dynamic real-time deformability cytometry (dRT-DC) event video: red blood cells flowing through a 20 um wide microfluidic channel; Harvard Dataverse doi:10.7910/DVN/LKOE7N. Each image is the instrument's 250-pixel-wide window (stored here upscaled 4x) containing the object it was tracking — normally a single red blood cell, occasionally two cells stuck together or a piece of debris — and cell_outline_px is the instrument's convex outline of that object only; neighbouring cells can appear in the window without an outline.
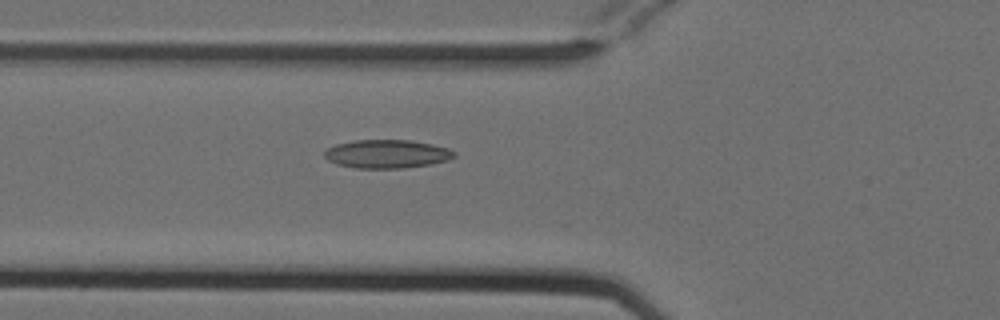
{"species": "Egyptian fruit bat (a non-hibernating species)", "species_latin": "Rousettus aegyptiacus", "temperature_condition": "cold", "stored_images_in_passage": 39, "camera_frame_rate_fps": 3000, "um_per_image_px": 0.085, "animal": {"sex": "female"}, "frame": {"image": 1, "passage_image": 5, "time_ms": 1.333, "image_size_px": [1000, 320], "cell_outline_px": [[456, 156], [448, 160], [428, 164], [404, 168], [356, 168], [336, 164], [328, 160], [324, 156], [324, 152], [328, 148], [336, 144], [356, 140], [408, 140], [432, 144], [448, 148], [456, 152]], "centroid_in_image_um": [32.88, 13.08], "position_along_channel_um": 92.9, "area_um2": 21.44}}
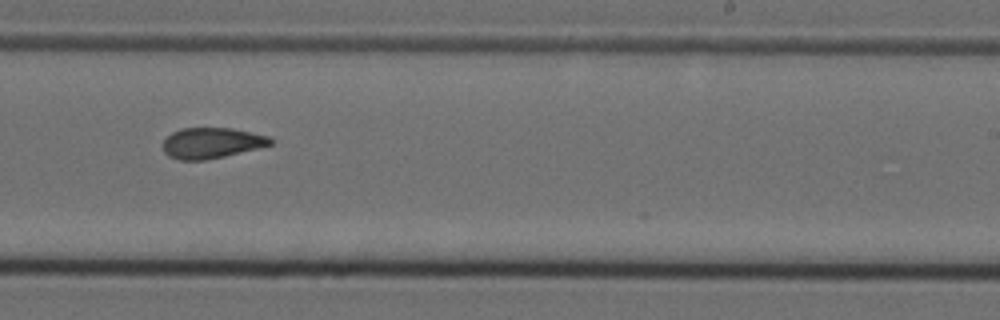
{"frame": {"image": 2, "passage_image": 19, "time_ms": 6.0, "image_size_px": [1000, 320], "cell_outline_px": [[272, 144], [224, 156], [204, 160], [180, 160], [168, 156], [164, 152], [164, 140], [172, 132], [180, 128], [232, 128], [268, 136], [272, 140]], "centroid_in_image_um": [17.95, 12.15], "position_along_channel_um": 271.1, "area_um2": 18.96}}
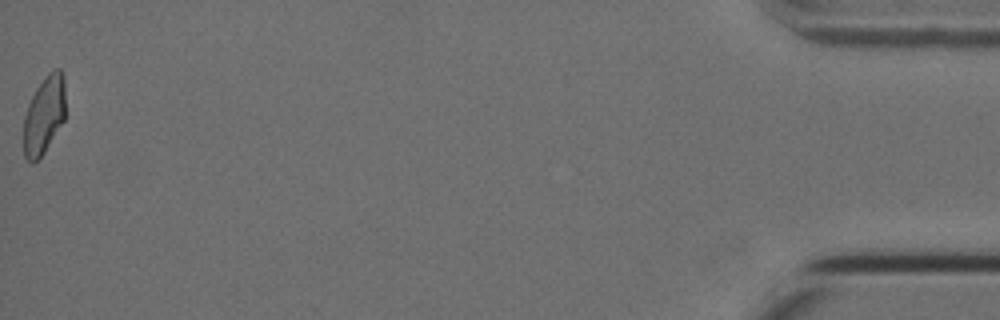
{"frame": {"image": 3, "passage_image": 39, "time_ms": 12.667, "image_size_px": [1000, 320], "cell_outline_px": [[64, 120], [44, 152], [32, 164], [24, 156], [24, 116], [28, 104], [36, 88], [44, 76], [52, 68], [60, 68], [64, 76]], "centroid_in_image_um": [3.74, 9.73], "position_along_channel_um": 431.5, "area_um2": 18.96}, "authors_computed_cell_mechanics": {"area_um2": 19.8254, "velocity_mm_per_s": 3.8143, "shape_relaxation_time_tau1_ms": 10.0532, "shape_relaxation_time_tau2_ms": 3.4724, "deformation_change_tau1": 0.2027, "deformation_change_tau2": 0.1045}}